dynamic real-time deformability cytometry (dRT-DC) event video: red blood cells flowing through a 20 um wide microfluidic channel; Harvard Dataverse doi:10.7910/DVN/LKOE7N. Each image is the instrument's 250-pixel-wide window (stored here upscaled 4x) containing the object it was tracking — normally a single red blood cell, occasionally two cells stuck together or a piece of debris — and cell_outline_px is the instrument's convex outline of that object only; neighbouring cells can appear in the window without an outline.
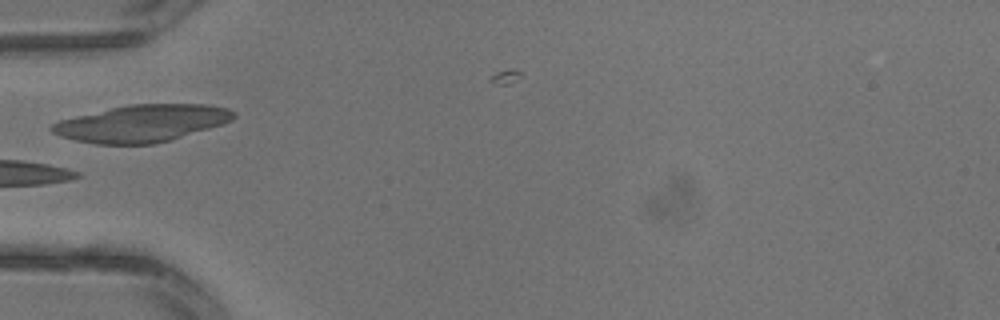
{"species": "common noctule bat (a hibernating species)", "species_latin": "Nyctalus noctula", "temperature_condition": "warm", "stored_images_in_passage": 3, "camera_frame_rate_fps": 3000, "um_per_image_px": 0.085, "animal": {"sex": "male", "body_mass_g": 13.3}, "frame": {"image": 1, "passage_image": 3, "time_ms": 0.667, "image_size_px": [1000, 320], "cell_outline_px": [[236, 116], [232, 120], [224, 124], [172, 140], [156, 144], [96, 144], [76, 140], [60, 136], [52, 132], [48, 128], [52, 124], [60, 120], [76, 116], [128, 104], [208, 104], [228, 108], [236, 112]], "centroid_in_image_um": [12.11, 10.48], "position_along_channel_um": 72.9, "area_um2": 39.42}}